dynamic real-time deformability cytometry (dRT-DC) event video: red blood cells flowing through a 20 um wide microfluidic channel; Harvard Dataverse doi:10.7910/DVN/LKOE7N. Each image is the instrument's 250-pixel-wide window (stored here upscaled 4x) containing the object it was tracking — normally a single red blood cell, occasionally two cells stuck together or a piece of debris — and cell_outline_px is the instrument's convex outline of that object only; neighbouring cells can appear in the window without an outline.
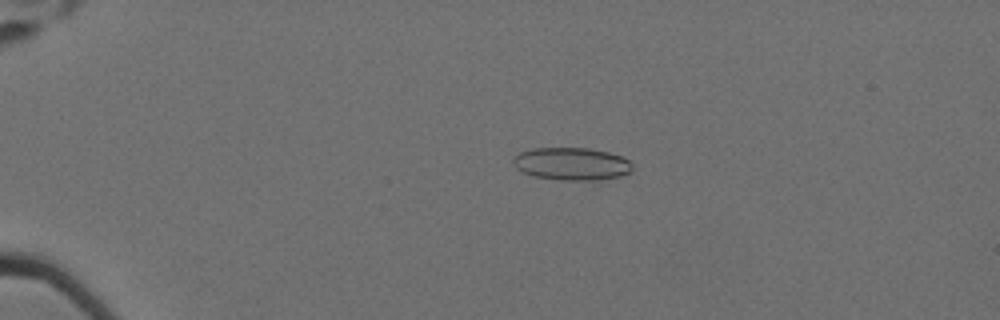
{"species": "Egyptian fruit bat (a non-hibernating species)", "species_latin": "Rousettus aegyptiacus", "temperature_condition": "cold", "stored_images_in_passage": 60, "camera_frame_rate_fps": 3000, "um_per_image_px": 0.085, "animal": {"sex": "female"}, "frame": {"image": 1, "passage_image": 15, "time_ms": 4.667, "image_size_px": [1000, 320], "cell_outline_px": [[632, 172], [600, 184], [564, 180], [532, 176], [516, 168], [512, 164], [512, 160], [520, 152], [532, 148], [588, 148], [608, 152], [620, 156], [628, 160], [632, 164]], "centroid_in_image_um": [48.67, 13.98], "position_along_channel_um": 36.3, "area_um2": 23.58}}
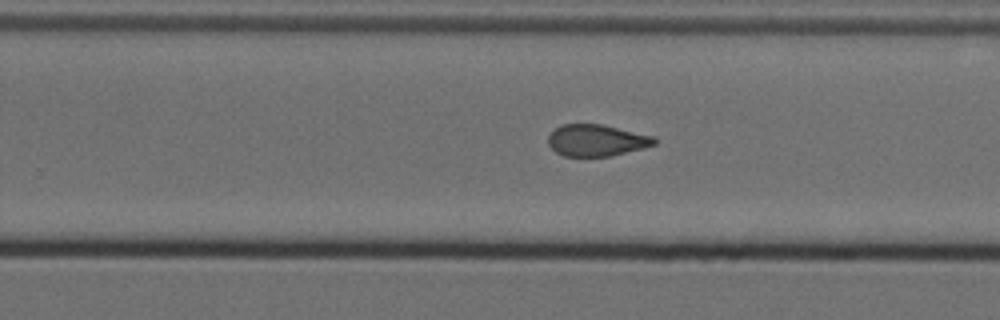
{"frame": {"image": 2, "passage_image": 41, "time_ms": 13.333, "image_size_px": [1000, 320], "cell_outline_px": [[656, 144], [644, 148], [608, 156], [564, 156], [556, 152], [548, 144], [548, 136], [560, 124], [604, 124], [652, 136], [656, 140]], "centroid_in_image_um": [50.69, 11.92], "position_along_channel_um": 279.1, "area_um2": 19.48}}
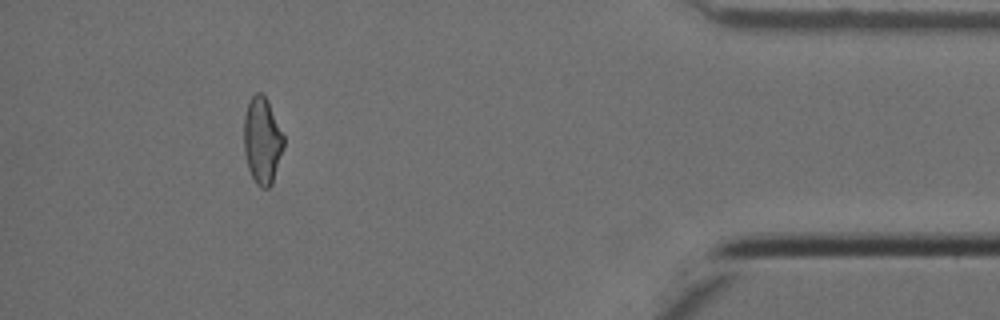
{"frame": {"image": 3, "passage_image": 56, "time_ms": 18.333, "image_size_px": [1000, 320], "cell_outline_px": [[284, 148], [272, 184], [268, 188], [260, 188], [256, 184], [248, 168], [244, 152], [244, 116], [248, 104], [252, 96], [256, 92], [260, 92], [268, 100], [284, 136]], "centroid_in_image_um": [22.29, 11.96], "position_along_channel_um": 412.9, "area_um2": 20.17}, "authors_computed_cell_mechanics": {"area_um2": 21.097, "velocity_mm_per_s": 3.52, "shape_relaxation_time_tau1_ms": null, "shape_relaxation_time_tau2_ms": 2.0615, "deformation_change_tau1": null, "deformation_change_tau2": 0.093}}